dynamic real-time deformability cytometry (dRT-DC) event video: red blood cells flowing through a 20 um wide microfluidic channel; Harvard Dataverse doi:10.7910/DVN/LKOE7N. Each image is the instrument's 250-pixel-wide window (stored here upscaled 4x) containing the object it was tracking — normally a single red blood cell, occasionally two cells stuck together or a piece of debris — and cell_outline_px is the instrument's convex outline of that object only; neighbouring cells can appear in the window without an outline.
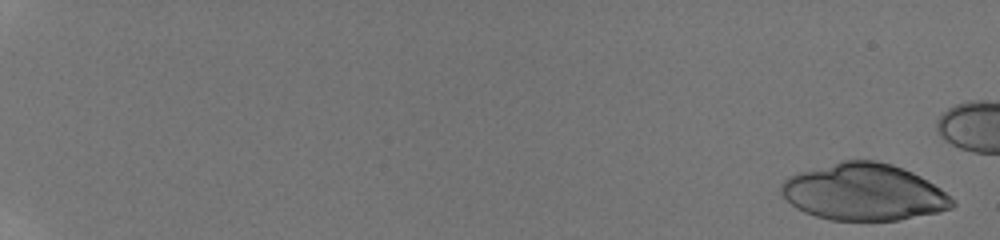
{"species": "human", "species_latin": "Homo sapiens", "temperature_condition": "room temperature", "stored_images_in_passage": 25, "camera_frame_rate_fps": 3000, "um_per_image_px": 0.085, "donor": {"sex": "male"}, "frame": {"image": 1, "passage_image": 1, "time_ms": 0.0, "image_size_px": [1000, 240], "cell_outline_px": [[956, 204], [952, 208], [940, 212], [900, 220], [828, 220], [804, 212], [796, 208], [780, 192], [780, 184], [788, 176], [800, 172], [840, 160], [876, 160], [892, 164], [904, 168], [920, 176], [940, 188], [956, 200]], "centroid_in_image_um": [73.45, 16.33], "position_along_channel_um": 11.6, "area_um2": 56.93}}
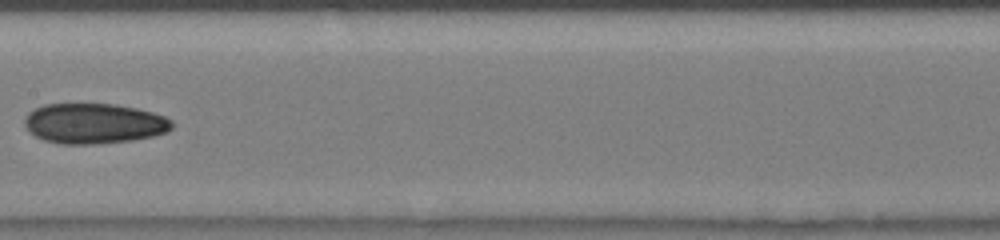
{"frame": {"image": 2, "passage_image": 12, "time_ms": 10.333, "image_size_px": [1000, 240], "cell_outline_px": [[172, 128], [168, 132], [152, 136], [132, 140], [92, 144], [60, 144], [44, 140], [36, 136], [24, 124], [24, 120], [28, 112], [44, 104], [116, 104], [136, 108], [152, 112], [164, 116], [172, 120]], "centroid_in_image_um": [8.0, 10.49], "position_along_channel_um": 199.4, "area_um2": 34.51}}
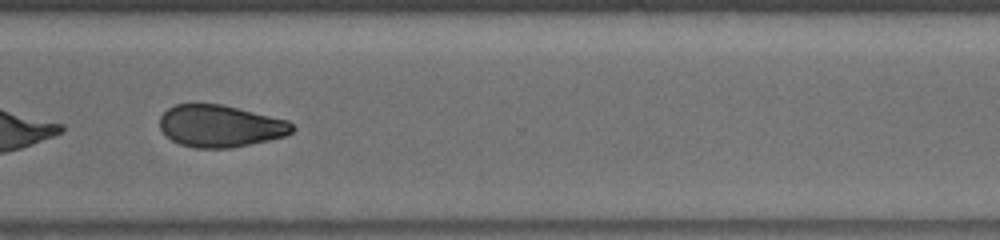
{"frame": {"image": 3, "passage_image": 19, "time_ms": 14.0, "image_size_px": [1000, 240], "cell_outline_px": [[296, 128], [292, 132], [284, 136], [268, 140], [228, 148], [196, 148], [180, 144], [172, 140], [160, 128], [160, 116], [168, 108], [176, 104], [220, 104], [288, 120]], "centroid_in_image_um": [18.72, 10.71], "position_along_channel_um": 351.9, "area_um2": 32.14}}